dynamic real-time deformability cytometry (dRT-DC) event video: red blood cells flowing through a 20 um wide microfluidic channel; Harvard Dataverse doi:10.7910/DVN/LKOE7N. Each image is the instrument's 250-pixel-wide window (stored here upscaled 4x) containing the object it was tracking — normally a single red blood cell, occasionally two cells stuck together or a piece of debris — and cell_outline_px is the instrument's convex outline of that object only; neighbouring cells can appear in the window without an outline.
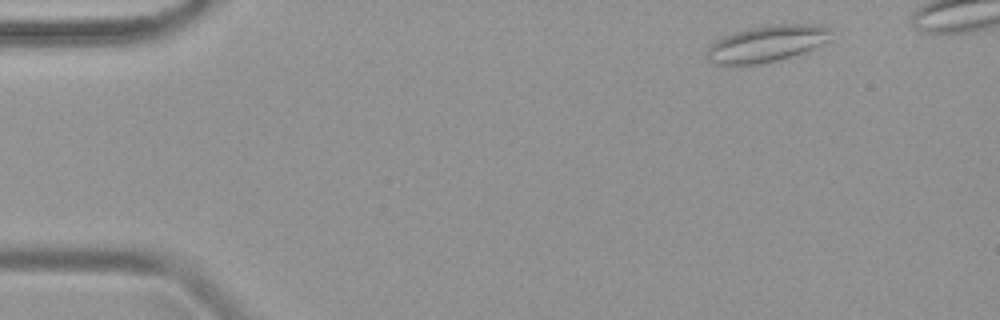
{"species": "common noctule bat (a hibernating species)", "species_latin": "Nyctalus noctula", "temperature_condition": "warm", "stored_images_in_passage": 42, "camera_frame_rate_fps": 3000, "um_per_image_px": 0.085, "animal": {"sex": "female", "body_mass_g": 19.9}, "frame": {"image": 1, "passage_image": 3, "time_ms": 0.667, "image_size_px": [1000, 320], "cell_outline_px": [[832, 40], [804, 52], [780, 60], [760, 64], [716, 64], [708, 60], [704, 52], [716, 40], [724, 36], [736, 32], [752, 28], [772, 24], [820, 24], [832, 28]], "centroid_in_image_um": [65.25, 3.7], "position_along_channel_um": 19.8, "area_um2": 26.59}}
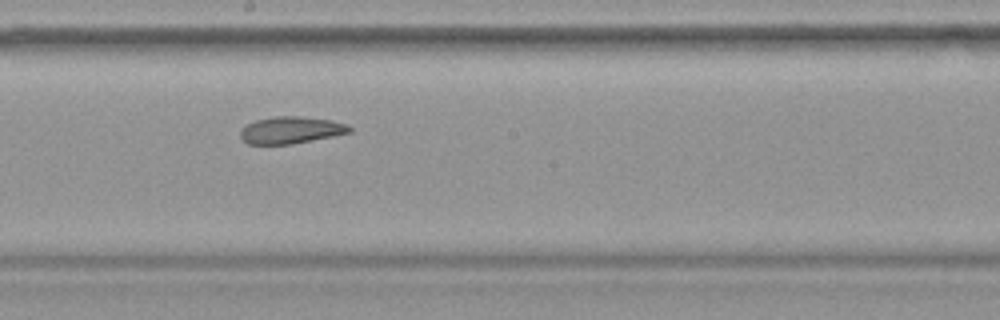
{"frame": {"image": 2, "passage_image": 24, "time_ms": 7.667, "image_size_px": [1000, 320], "cell_outline_px": [[352, 132], [292, 144], [248, 144], [240, 136], [240, 128], [256, 120], [276, 116], [300, 116], [332, 120], [348, 124], [352, 128]], "centroid_in_image_um": [24.74, 11.05], "position_along_channel_um": 223.5, "area_um2": 17.17}}
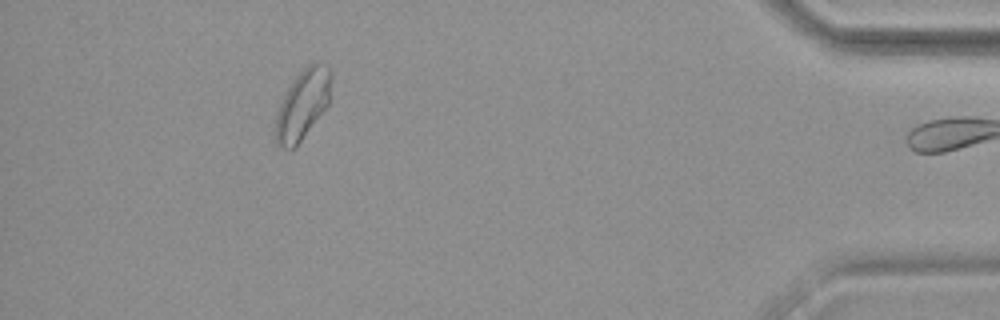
{"frame": {"image": 3, "passage_image": 41, "time_ms": 13.333, "image_size_px": [1000, 320], "cell_outline_px": [[332, 76], [328, 104], [300, 140], [292, 148], [280, 148], [276, 144], [276, 116], [280, 104], [288, 88], [296, 76], [312, 60], [328, 68], [332, 72]], "centroid_in_image_um": [25.73, 8.84], "position_along_channel_um": 409.5, "area_um2": 21.91}}